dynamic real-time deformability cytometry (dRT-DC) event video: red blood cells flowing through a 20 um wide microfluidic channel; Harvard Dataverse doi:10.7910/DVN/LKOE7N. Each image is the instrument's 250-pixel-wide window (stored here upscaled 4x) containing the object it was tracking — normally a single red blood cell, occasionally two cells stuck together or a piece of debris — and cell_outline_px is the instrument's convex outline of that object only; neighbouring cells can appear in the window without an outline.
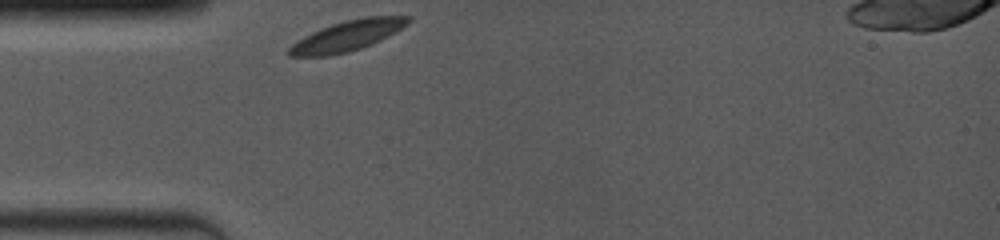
{"species": "common noctule bat (a hibernating species)", "species_latin": "Nyctalus noctula", "temperature_condition": "room temperature", "stored_images_in_passage": 8, "camera_frame_rate_fps": 4000, "um_per_image_px": 0.085, "animal": {"sex": "female", "body_mass_g": 19.0, "forearm_length_mm": 53.3}, "frame": {"image": 1, "passage_image": 1, "time_ms": 0.0, "image_size_px": [1000, 240], "cell_outline_px": [[412, 20], [408, 24], [388, 36], [372, 44], [348, 52], [328, 56], [288, 56], [288, 48], [292, 44], [304, 36], [320, 28], [344, 20], [364, 16], [412, 16]], "centroid_in_image_um": [29.54, 3.03], "position_along_channel_um": 55.5, "area_um2": 21.1}}
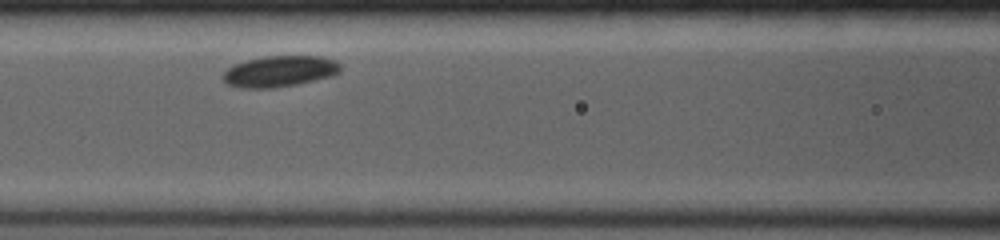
{"frame": {"image": 2, "passage_image": 5, "time_ms": 2.5, "image_size_px": [1000, 240], "cell_outline_px": [[340, 72], [332, 76], [296, 84], [276, 88], [240, 88], [228, 84], [220, 76], [232, 64], [264, 56], [320, 56], [336, 60], [340, 64]], "centroid_in_image_um": [23.75, 6.06], "position_along_channel_um": 142.8, "area_um2": 21.39}}
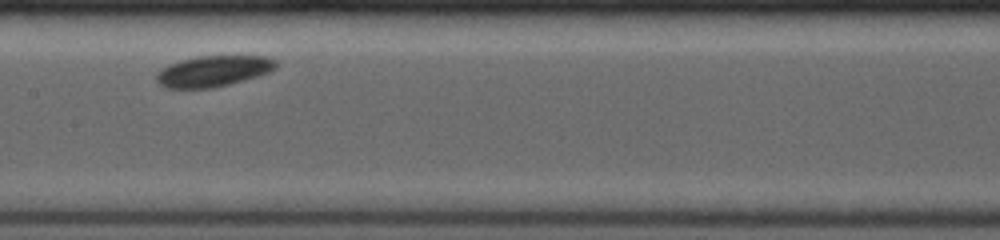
{"frame": {"image": 3, "passage_image": 7, "time_ms": 3.75, "image_size_px": [1000, 240], "cell_outline_px": [[276, 68], [268, 72], [244, 80], [212, 88], [164, 88], [156, 80], [156, 76], [160, 68], [168, 64], [180, 60], [196, 56], [268, 56], [276, 60]], "centroid_in_image_um": [18.09, 6.04], "position_along_channel_um": 189.3, "area_um2": 21.56}}